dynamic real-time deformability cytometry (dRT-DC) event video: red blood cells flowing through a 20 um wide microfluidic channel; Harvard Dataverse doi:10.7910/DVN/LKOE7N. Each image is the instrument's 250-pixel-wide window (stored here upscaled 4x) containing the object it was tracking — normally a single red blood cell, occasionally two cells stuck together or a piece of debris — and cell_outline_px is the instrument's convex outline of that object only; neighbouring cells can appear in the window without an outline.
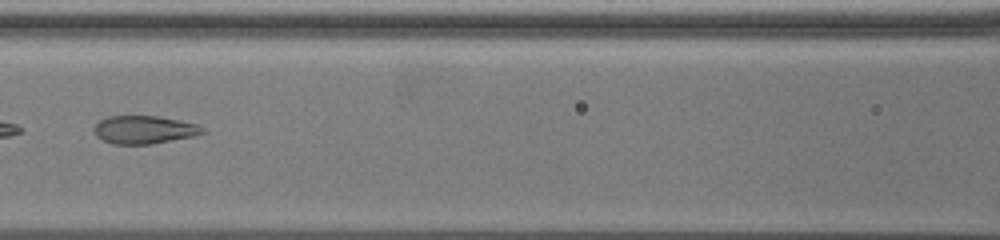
{"species": "common noctule bat (a hibernating species)", "species_latin": "Nyctalus noctula", "temperature_condition": "warm", "stored_images_in_passage": 38, "camera_frame_rate_fps": 3000, "um_per_image_px": 0.085, "animal": {"sex": "female", "body_mass_g": 19.5, "forearm_length_mm": 54.1}, "frame": {"image": 1, "passage_image": 19, "time_ms": 12.333, "image_size_px": [1000, 240], "cell_outline_px": [[208, 132], [192, 136], [152, 144], [112, 144], [96, 136], [92, 132], [92, 128], [100, 120], [108, 116], [160, 116], [180, 120], [196, 124], [204, 128]], "centroid_in_image_um": [12.24, 11.02], "position_along_channel_um": 154.4, "area_um2": 17.86}}
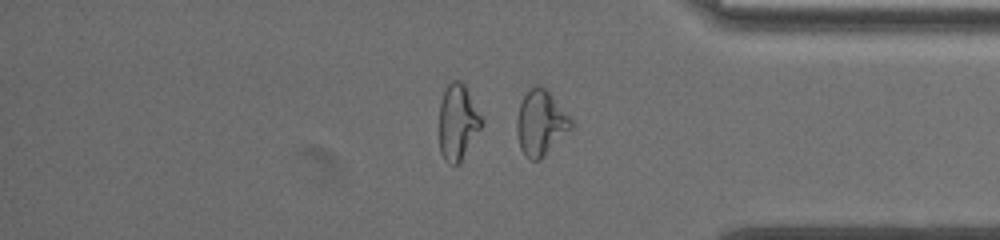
{"frame": {"image": 2, "passage_image": 31, "time_ms": 20.667, "image_size_px": [1000, 240], "cell_outline_px": [[572, 128], [540, 160], [532, 160], [524, 156], [520, 148], [516, 132], [516, 120], [520, 104], [524, 96], [536, 84], [540, 84], [552, 96], [572, 120]], "centroid_in_image_um": [45.94, 10.48], "position_along_channel_um": 389.3, "area_um2": 20.35}}